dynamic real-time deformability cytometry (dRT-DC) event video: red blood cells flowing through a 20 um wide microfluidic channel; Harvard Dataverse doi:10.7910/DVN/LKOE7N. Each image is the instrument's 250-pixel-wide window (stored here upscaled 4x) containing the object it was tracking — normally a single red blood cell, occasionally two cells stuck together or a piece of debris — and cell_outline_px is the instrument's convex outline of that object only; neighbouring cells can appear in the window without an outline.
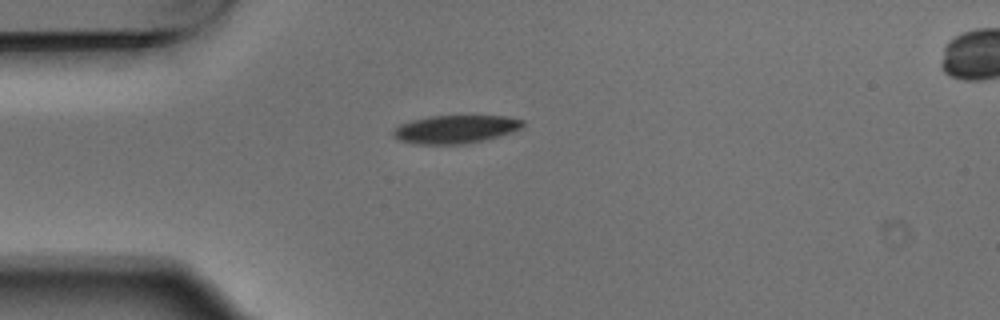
{"species": "Egyptian fruit bat (a non-hibernating species)", "species_latin": "Rousettus aegyptiacus", "temperature_condition": "warm", "stored_images_in_passage": 2, "segment_of_instrument_passage": [1, 2], "camera_frame_rate_fps": 3000, "um_per_image_px": 0.085, "animal": {"sex": "male"}, "frame": {"image": 1, "passage_image": 1, "time_ms": 0.0, "image_size_px": [1000, 320], "cell_outline_px": [[524, 124], [520, 128], [512, 132], [480, 140], [460, 144], [416, 144], [400, 140], [392, 136], [392, 132], [400, 124], [412, 120], [432, 116], [504, 116], [524, 120]], "centroid_in_image_um": [38.68, 10.98], "position_along_channel_um": 46.3, "area_um2": 20.87}}